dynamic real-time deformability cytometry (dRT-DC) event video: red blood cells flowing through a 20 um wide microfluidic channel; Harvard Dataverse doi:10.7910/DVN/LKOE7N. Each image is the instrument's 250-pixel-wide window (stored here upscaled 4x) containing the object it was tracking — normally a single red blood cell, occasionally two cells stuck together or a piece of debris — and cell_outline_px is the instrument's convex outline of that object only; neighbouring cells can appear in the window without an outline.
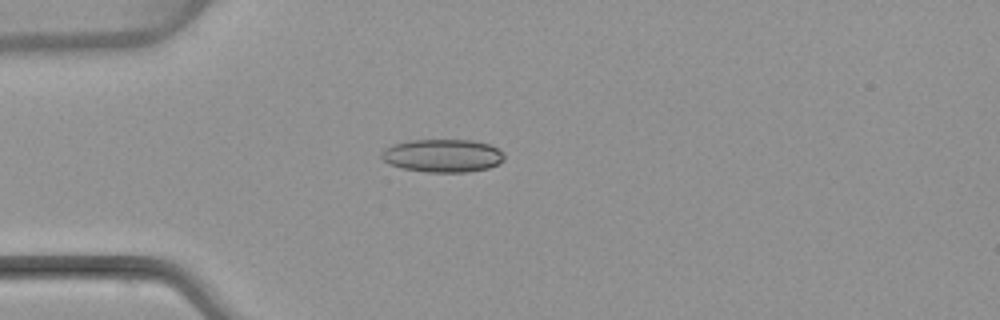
{"species": "common noctule bat (a hibernating species)", "species_latin": "Nyctalus noctula", "temperature_condition": "warm", "stored_images_in_passage": 4, "camera_frame_rate_fps": 3000, "um_per_image_px": 0.085, "animal": {"sex": "female", "body_mass_g": 22.7, "forearm_length_mm": 54.2}, "frame": {"image": 1, "passage_image": 4, "time_ms": 3.667, "image_size_px": [1000, 320], "cell_outline_px": [[504, 160], [500, 164], [488, 168], [468, 172], [428, 172], [404, 168], [388, 164], [380, 156], [380, 152], [384, 148], [392, 144], [412, 140], [472, 140], [488, 144], [504, 152]], "centroid_in_image_um": [37.63, 13.23], "position_along_channel_um": 47.4, "area_um2": 23.76}}